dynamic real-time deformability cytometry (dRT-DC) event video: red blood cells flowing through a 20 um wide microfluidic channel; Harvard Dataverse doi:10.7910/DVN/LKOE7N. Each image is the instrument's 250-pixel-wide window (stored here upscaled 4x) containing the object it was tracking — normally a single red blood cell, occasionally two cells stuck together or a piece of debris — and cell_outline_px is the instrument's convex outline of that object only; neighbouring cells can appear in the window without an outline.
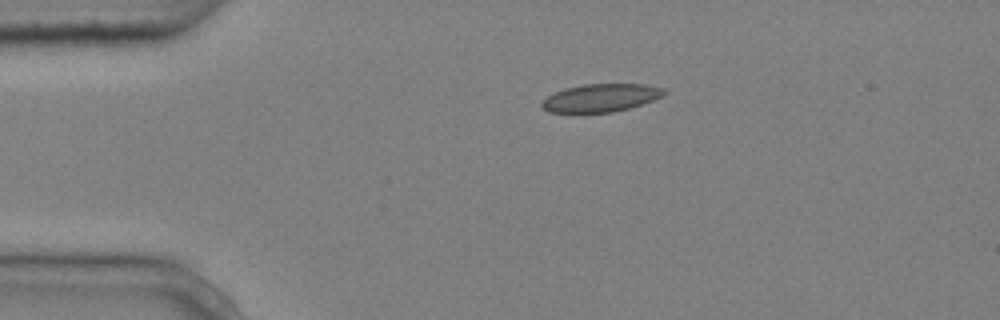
{"species": "common noctule bat (a hibernating species)", "species_latin": "Nyctalus noctula", "temperature_condition": "cold", "stored_images_in_passage": 2, "camera_frame_rate_fps": 3000, "um_per_image_px": 0.085, "animal": {"sex": "male", "body_mass_g": 20.4}, "frame": {"image": 1, "passage_image": 1, "time_ms": 0.0, "image_size_px": [1000, 320], "cell_outline_px": [[668, 92], [652, 100], [628, 108], [612, 112], [548, 112], [540, 108], [540, 104], [548, 96], [564, 88], [584, 84], [648, 84], [664, 88]], "centroid_in_image_um": [51.05, 8.31], "position_along_channel_um": 33.9, "area_um2": 19.77}}